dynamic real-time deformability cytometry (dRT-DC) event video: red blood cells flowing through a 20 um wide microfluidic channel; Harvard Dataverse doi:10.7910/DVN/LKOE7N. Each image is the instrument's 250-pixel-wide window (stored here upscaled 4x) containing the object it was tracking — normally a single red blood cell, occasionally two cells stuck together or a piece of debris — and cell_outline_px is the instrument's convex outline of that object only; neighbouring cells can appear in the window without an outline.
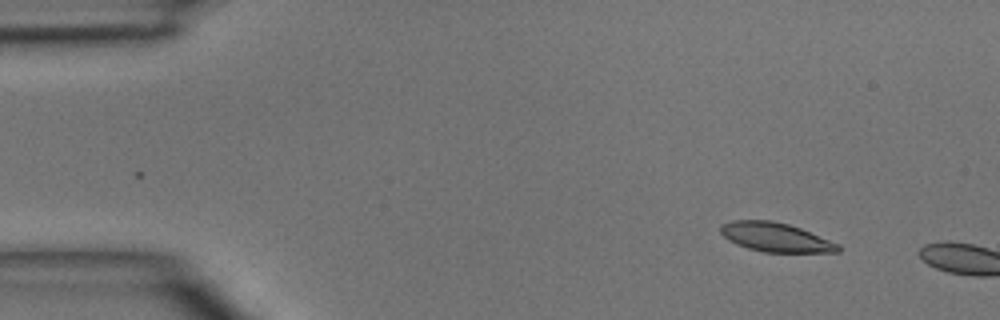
{"species": "common noctule bat (a hibernating species)", "species_latin": "Nyctalus noctula", "temperature_condition": "room temperature", "stored_images_in_passage": 2, "camera_frame_rate_fps": 3000, "um_per_image_px": 0.085, "animal": {"sex": "male", "body_mass_g": 15.6}, "frame": {"image": 1, "passage_image": 1, "time_ms": 0.0, "image_size_px": [1000, 320], "cell_outline_px": [[840, 252], [764, 252], [748, 248], [736, 244], [728, 240], [720, 232], [720, 224], [732, 220], [772, 220], [788, 224], [800, 228], [840, 244]], "centroid_in_image_um": [65.91, 20.16], "position_along_channel_um": 19.1, "area_um2": 19.94}}